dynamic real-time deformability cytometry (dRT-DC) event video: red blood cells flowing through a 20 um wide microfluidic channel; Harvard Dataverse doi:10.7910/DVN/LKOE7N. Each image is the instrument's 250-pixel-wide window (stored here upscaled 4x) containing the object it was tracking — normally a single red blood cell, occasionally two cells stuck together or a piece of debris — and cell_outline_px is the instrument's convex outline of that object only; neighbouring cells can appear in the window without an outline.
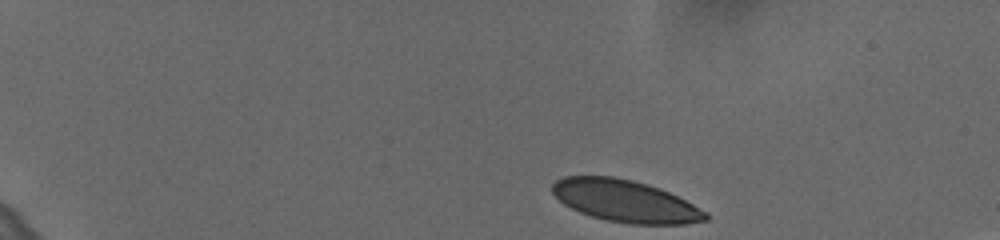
{"species": "human", "species_latin": "Homo sapiens", "temperature_condition": "cold", "stored_images_in_passage": 49, "camera_frame_rate_fps": 3000, "um_per_image_px": 0.085, "donor": {"sex": "female"}, "frame": {"image": 1, "passage_image": 1, "time_ms": 0.0, "image_size_px": [1000, 240], "cell_outline_px": [[708, 220], [684, 224], [628, 224], [608, 220], [592, 216], [580, 212], [564, 204], [552, 192], [552, 184], [556, 180], [564, 176], [616, 176], [648, 184], [660, 188], [708, 212]], "centroid_in_image_um": [53.15, 17.08], "position_along_channel_um": 31.9, "area_um2": 37.4}}
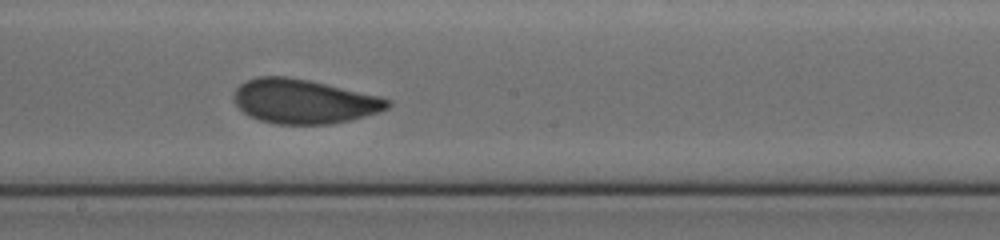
{"frame": {"image": 2, "passage_image": 26, "time_ms": 8.333, "image_size_px": [1000, 240], "cell_outline_px": [[392, 104], [388, 108], [380, 112], [332, 124], [276, 124], [260, 120], [248, 116], [232, 100], [232, 96], [236, 88], [244, 80], [256, 76], [288, 76], [308, 80], [380, 96], [392, 100]], "centroid_in_image_um": [25.8, 8.61], "position_along_channel_um": 222.4, "area_um2": 39.94}}
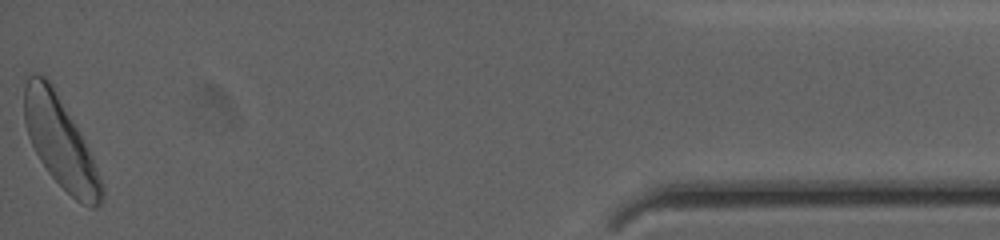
{"frame": {"image": 3, "passage_image": 49, "time_ms": 16.0, "image_size_px": [1000, 240], "cell_outline_px": [[104, 200], [96, 208], [92, 208], [76, 200], [48, 172], [40, 160], [28, 136], [24, 120], [24, 84], [28, 76], [32, 72], [44, 76], [52, 84], [80, 132], [92, 156], [104, 184]], "centroid_in_image_um": [5.14, 12.1], "position_along_channel_um": 430.1, "area_um2": 40.58}, "authors_computed_cell_mechanics": {"area_um2": 39.2462, "velocity_mm_per_s": 3.5769, "shape_relaxation_time_tau1_ms": 5.5747, "shape_relaxation_time_tau2_ms": 1.6211, "deformation_change_tau1": 0.1464, "deformation_change_tau2": 0.0582}}